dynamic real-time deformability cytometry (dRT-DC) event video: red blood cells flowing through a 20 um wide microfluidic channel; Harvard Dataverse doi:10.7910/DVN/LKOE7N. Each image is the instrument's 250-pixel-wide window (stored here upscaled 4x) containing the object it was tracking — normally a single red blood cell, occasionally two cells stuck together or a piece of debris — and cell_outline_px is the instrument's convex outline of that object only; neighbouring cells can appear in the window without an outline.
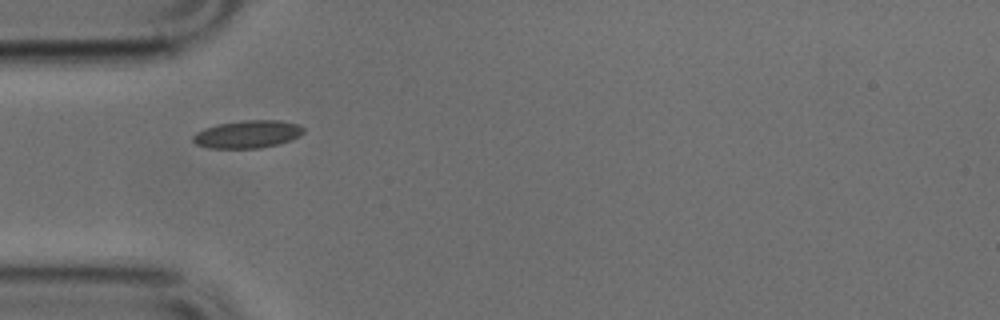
{"species": "common noctule bat (a hibernating species)", "species_latin": "Nyctalus noctula", "temperature_condition": "cold", "stored_images_in_passage": 17, "camera_frame_rate_fps": 3000, "um_per_image_px": 0.085, "animal": {"sex": "male", "body_mass_g": 17.9, "forearm_length_mm": 54.2}, "frame": {"image": 1, "passage_image": 1, "time_ms": 0.0, "image_size_px": [1000, 320], "cell_outline_px": [[304, 132], [300, 136], [276, 144], [260, 148], [208, 148], [196, 144], [192, 140], [192, 136], [196, 132], [204, 128], [220, 124], [244, 120], [280, 120], [300, 124], [304, 128]], "centroid_in_image_um": [21.04, 11.4], "position_along_channel_um": 64.0, "area_um2": 17.8}}
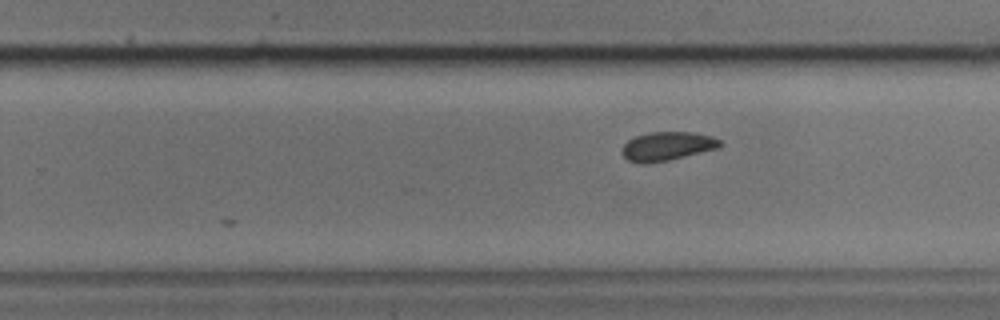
{"frame": {"image": 2, "passage_image": 17, "time_ms": 5.333, "image_size_px": [1000, 320], "cell_outline_px": [[724, 144], [720, 148], [668, 160], [648, 164], [644, 164], [628, 160], [620, 152], [624, 144], [628, 140], [636, 136], [648, 132], [692, 132], [712, 136], [720, 140]], "centroid_in_image_um": [56.72, 12.43], "position_along_channel_um": 273.1, "area_um2": 16.59}}